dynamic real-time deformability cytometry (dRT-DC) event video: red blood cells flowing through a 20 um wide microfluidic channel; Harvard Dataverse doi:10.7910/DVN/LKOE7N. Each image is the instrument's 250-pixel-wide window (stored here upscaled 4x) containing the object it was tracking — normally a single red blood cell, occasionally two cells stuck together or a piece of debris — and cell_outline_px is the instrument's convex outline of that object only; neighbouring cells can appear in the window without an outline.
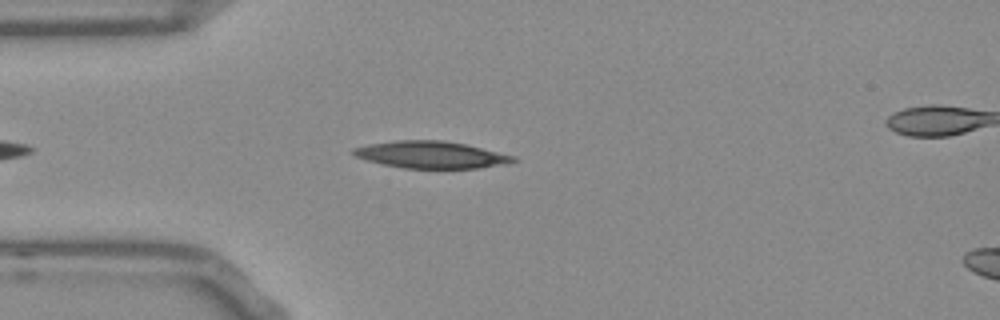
{"species": "Egyptian fruit bat (a non-hibernating species)", "species_latin": "Rousettus aegyptiacus", "temperature_condition": "room temperature", "stored_images_in_passage": 39, "camera_frame_rate_fps": 3000, "um_per_image_px": 0.085, "frame": {"image": 1, "passage_image": 5, "time_ms": 1.333, "image_size_px": [1000, 320], "cell_outline_px": [[520, 160], [476, 168], [404, 168], [384, 164], [368, 160], [356, 156], [352, 152], [352, 148], [368, 144], [396, 140], [444, 140], [464, 144], [516, 156]], "centroid_in_image_um": [36.62, 13.14], "position_along_channel_um": 48.4, "area_um2": 24.8}}
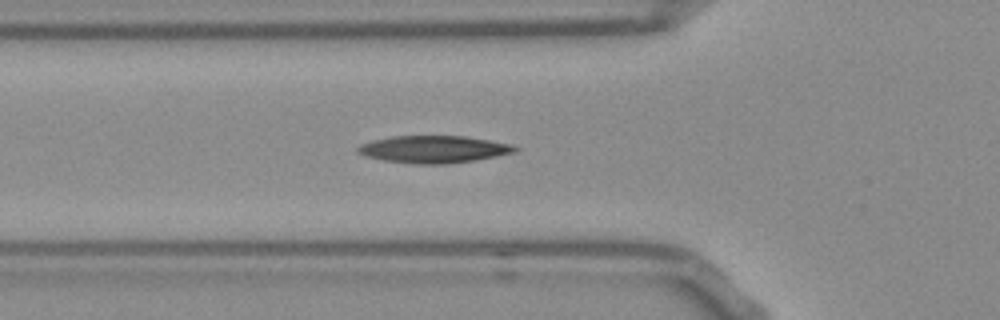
{"frame": {"image": 2, "passage_image": 9, "time_ms": 2.667, "image_size_px": [1000, 320], "cell_outline_px": [[520, 148], [516, 152], [476, 160], [448, 164], [412, 164], [384, 160], [364, 156], [356, 152], [356, 148], [360, 144], [372, 140], [392, 136], [464, 136], [512, 144]], "centroid_in_image_um": [36.85, 12.69], "position_along_channel_um": 89.0, "area_um2": 25.14}}
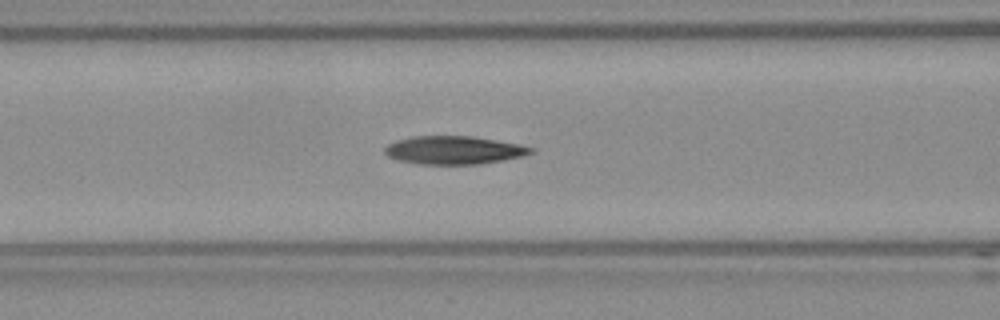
{"frame": {"image": 3, "passage_image": 12, "time_ms": 3.667, "image_size_px": [1000, 320], "cell_outline_px": [[536, 152], [520, 156], [480, 164], [420, 164], [400, 160], [388, 156], [384, 152], [384, 148], [388, 144], [396, 140], [412, 136], [472, 136], [520, 144], [536, 148]], "centroid_in_image_um": [38.59, 12.75], "position_along_channel_um": 128.0, "area_um2": 23.93}, "authors_computed_cell_mechanics": {"area_um2": 24.1026, "velocity_mm_per_s": 3.8273, "shape_relaxation_time_tau1_ms": 6.2825, "shape_relaxation_time_tau2_ms": 5.7341, "deformation_change_tau1": 0.1956, "deformation_change_tau2": 0.1477}}